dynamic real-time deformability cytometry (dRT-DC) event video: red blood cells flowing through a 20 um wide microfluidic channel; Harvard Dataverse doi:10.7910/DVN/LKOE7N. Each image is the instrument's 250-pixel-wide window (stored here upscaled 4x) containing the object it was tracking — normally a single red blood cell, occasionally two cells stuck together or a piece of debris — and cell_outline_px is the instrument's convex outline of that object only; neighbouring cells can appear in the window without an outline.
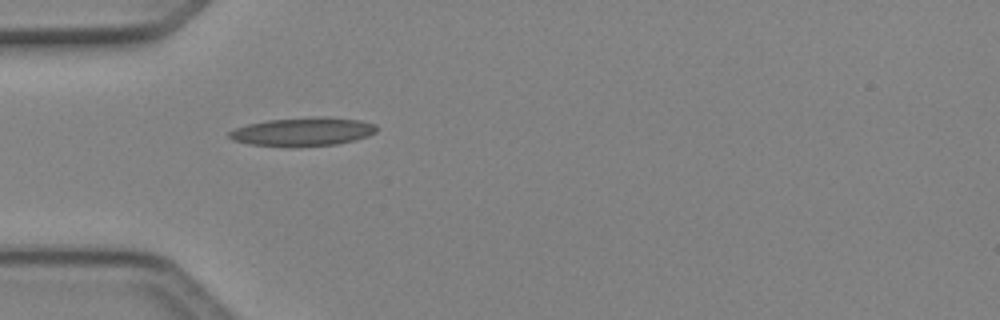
{"species": "Egyptian fruit bat (a non-hibernating species)", "species_latin": "Rousettus aegyptiacus", "temperature_condition": "cold", "stored_images_in_passage": 1, "camera_frame_rate_fps": 3000, "um_per_image_px": 0.085, "animal": {"sex": "female"}, "frame": {"image": 1, "passage_image": 1, "time_ms": 0.0, "image_size_px": [1000, 320], "cell_outline_px": [[376, 132], [368, 136], [336, 144], [292, 148], [248, 144], [232, 140], [228, 136], [228, 132], [236, 128], [248, 124], [268, 120], [320, 116], [328, 116], [360, 120], [376, 124]], "centroid_in_image_um": [25.72, 11.2], "position_along_channel_um": 59.3, "area_um2": 24.85}}